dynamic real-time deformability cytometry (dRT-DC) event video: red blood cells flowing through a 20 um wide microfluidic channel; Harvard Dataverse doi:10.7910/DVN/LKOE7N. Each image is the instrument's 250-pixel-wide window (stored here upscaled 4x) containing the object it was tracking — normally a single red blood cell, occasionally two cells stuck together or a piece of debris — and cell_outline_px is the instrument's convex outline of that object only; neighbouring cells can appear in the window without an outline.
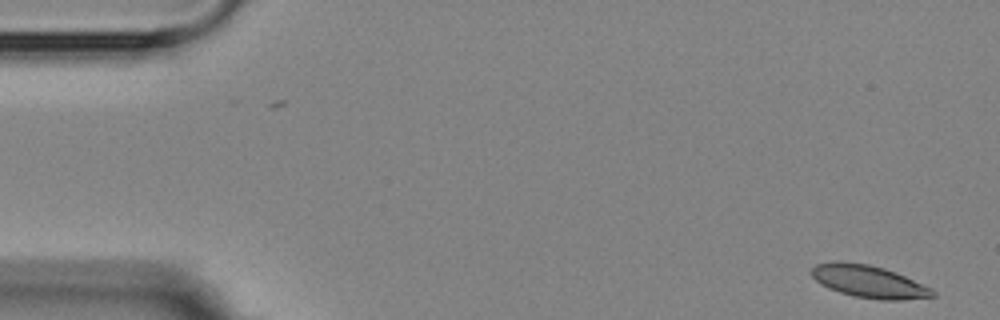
{"species": "Egyptian fruit bat (a non-hibernating species)", "species_latin": "Rousettus aegyptiacus", "temperature_condition": "room temperature", "stored_images_in_passage": 4, "camera_frame_rate_fps": 3000, "um_per_image_px": 0.085, "animal": {"sex": "female"}, "frame": {"image": 1, "passage_image": 1, "time_ms": 0.0, "image_size_px": [1000, 320], "cell_outline_px": [[936, 296], [904, 300], [880, 300], [856, 296], [840, 292], [828, 288], [820, 284], [808, 272], [816, 264], [832, 260], [836, 260], [868, 264], [884, 268], [896, 272], [932, 288], [936, 292]], "centroid_in_image_um": [73.83, 23.92], "position_along_channel_um": 11.2, "area_um2": 23.12}}